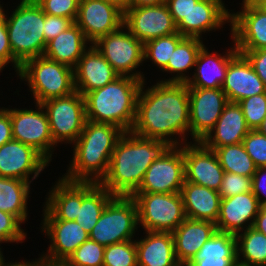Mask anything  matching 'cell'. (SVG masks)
I'll return each mask as SVG.
<instances>
[{
  "label": "cell",
  "mask_w": 266,
  "mask_h": 266,
  "mask_svg": "<svg viewBox=\"0 0 266 266\" xmlns=\"http://www.w3.org/2000/svg\"><path fill=\"white\" fill-rule=\"evenodd\" d=\"M143 81L136 108V118L131 132L143 138L163 140L180 146L175 135L189 132V94L186 83L157 82L144 90ZM172 136V137H171ZM170 137V138H169Z\"/></svg>",
  "instance_id": "cell-1"
},
{
  "label": "cell",
  "mask_w": 266,
  "mask_h": 266,
  "mask_svg": "<svg viewBox=\"0 0 266 266\" xmlns=\"http://www.w3.org/2000/svg\"><path fill=\"white\" fill-rule=\"evenodd\" d=\"M171 147L167 141L124 132L115 145L108 172L100 184L114 196H132L148 167Z\"/></svg>",
  "instance_id": "cell-2"
},
{
  "label": "cell",
  "mask_w": 266,
  "mask_h": 266,
  "mask_svg": "<svg viewBox=\"0 0 266 266\" xmlns=\"http://www.w3.org/2000/svg\"><path fill=\"white\" fill-rule=\"evenodd\" d=\"M123 133L116 125L86 120L73 144V159L63 178L100 183L108 172L111 155Z\"/></svg>",
  "instance_id": "cell-3"
},
{
  "label": "cell",
  "mask_w": 266,
  "mask_h": 266,
  "mask_svg": "<svg viewBox=\"0 0 266 266\" xmlns=\"http://www.w3.org/2000/svg\"><path fill=\"white\" fill-rule=\"evenodd\" d=\"M142 83L143 80L137 78L119 76L104 87L86 93V120L110 123L124 132L131 131Z\"/></svg>",
  "instance_id": "cell-4"
},
{
  "label": "cell",
  "mask_w": 266,
  "mask_h": 266,
  "mask_svg": "<svg viewBox=\"0 0 266 266\" xmlns=\"http://www.w3.org/2000/svg\"><path fill=\"white\" fill-rule=\"evenodd\" d=\"M6 27L12 55L22 65L25 61L43 56L47 42L43 33L44 12L35 0H21Z\"/></svg>",
  "instance_id": "cell-5"
},
{
  "label": "cell",
  "mask_w": 266,
  "mask_h": 266,
  "mask_svg": "<svg viewBox=\"0 0 266 266\" xmlns=\"http://www.w3.org/2000/svg\"><path fill=\"white\" fill-rule=\"evenodd\" d=\"M18 75L27 81L35 103L38 104L75 92L74 69L45 56L25 61Z\"/></svg>",
  "instance_id": "cell-6"
},
{
  "label": "cell",
  "mask_w": 266,
  "mask_h": 266,
  "mask_svg": "<svg viewBox=\"0 0 266 266\" xmlns=\"http://www.w3.org/2000/svg\"><path fill=\"white\" fill-rule=\"evenodd\" d=\"M138 207L132 196H114L106 205L89 239L108 246L132 239L137 229Z\"/></svg>",
  "instance_id": "cell-7"
},
{
  "label": "cell",
  "mask_w": 266,
  "mask_h": 266,
  "mask_svg": "<svg viewBox=\"0 0 266 266\" xmlns=\"http://www.w3.org/2000/svg\"><path fill=\"white\" fill-rule=\"evenodd\" d=\"M138 223L145 231L173 232L187 217L179 193H134Z\"/></svg>",
  "instance_id": "cell-8"
},
{
  "label": "cell",
  "mask_w": 266,
  "mask_h": 266,
  "mask_svg": "<svg viewBox=\"0 0 266 266\" xmlns=\"http://www.w3.org/2000/svg\"><path fill=\"white\" fill-rule=\"evenodd\" d=\"M47 113L50 132L57 144L74 143L86 122L85 99L78 91L41 103Z\"/></svg>",
  "instance_id": "cell-9"
},
{
  "label": "cell",
  "mask_w": 266,
  "mask_h": 266,
  "mask_svg": "<svg viewBox=\"0 0 266 266\" xmlns=\"http://www.w3.org/2000/svg\"><path fill=\"white\" fill-rule=\"evenodd\" d=\"M122 25L118 30L99 38L92 44L113 67L119 76L145 81L141 72L135 71L144 61V44ZM135 71V73L133 72Z\"/></svg>",
  "instance_id": "cell-10"
},
{
  "label": "cell",
  "mask_w": 266,
  "mask_h": 266,
  "mask_svg": "<svg viewBox=\"0 0 266 266\" xmlns=\"http://www.w3.org/2000/svg\"><path fill=\"white\" fill-rule=\"evenodd\" d=\"M37 110L8 109L14 140L33 147L50 162L53 146L57 145L51 136L49 120L44 107L36 103Z\"/></svg>",
  "instance_id": "cell-11"
},
{
  "label": "cell",
  "mask_w": 266,
  "mask_h": 266,
  "mask_svg": "<svg viewBox=\"0 0 266 266\" xmlns=\"http://www.w3.org/2000/svg\"><path fill=\"white\" fill-rule=\"evenodd\" d=\"M44 219L42 231L51 239L48 253L41 258L46 264L63 265L74 251L86 240L89 233L77 222L57 219L44 206Z\"/></svg>",
  "instance_id": "cell-12"
},
{
  "label": "cell",
  "mask_w": 266,
  "mask_h": 266,
  "mask_svg": "<svg viewBox=\"0 0 266 266\" xmlns=\"http://www.w3.org/2000/svg\"><path fill=\"white\" fill-rule=\"evenodd\" d=\"M189 132L201 141L214 127L229 102L221 88L188 87Z\"/></svg>",
  "instance_id": "cell-13"
},
{
  "label": "cell",
  "mask_w": 266,
  "mask_h": 266,
  "mask_svg": "<svg viewBox=\"0 0 266 266\" xmlns=\"http://www.w3.org/2000/svg\"><path fill=\"white\" fill-rule=\"evenodd\" d=\"M185 182L183 145L172 146L147 169L135 193H179Z\"/></svg>",
  "instance_id": "cell-14"
},
{
  "label": "cell",
  "mask_w": 266,
  "mask_h": 266,
  "mask_svg": "<svg viewBox=\"0 0 266 266\" xmlns=\"http://www.w3.org/2000/svg\"><path fill=\"white\" fill-rule=\"evenodd\" d=\"M123 25L143 44L151 39L178 33L165 3L131 7L124 13Z\"/></svg>",
  "instance_id": "cell-15"
},
{
  "label": "cell",
  "mask_w": 266,
  "mask_h": 266,
  "mask_svg": "<svg viewBox=\"0 0 266 266\" xmlns=\"http://www.w3.org/2000/svg\"><path fill=\"white\" fill-rule=\"evenodd\" d=\"M124 13L106 0H80L75 21L86 39L94 44L99 38L123 25Z\"/></svg>",
  "instance_id": "cell-16"
},
{
  "label": "cell",
  "mask_w": 266,
  "mask_h": 266,
  "mask_svg": "<svg viewBox=\"0 0 266 266\" xmlns=\"http://www.w3.org/2000/svg\"><path fill=\"white\" fill-rule=\"evenodd\" d=\"M241 12L231 14L232 39L237 51L266 48V10L243 0Z\"/></svg>",
  "instance_id": "cell-17"
},
{
  "label": "cell",
  "mask_w": 266,
  "mask_h": 266,
  "mask_svg": "<svg viewBox=\"0 0 266 266\" xmlns=\"http://www.w3.org/2000/svg\"><path fill=\"white\" fill-rule=\"evenodd\" d=\"M49 162L33 147L14 139L0 146V177L32 182ZM32 181L29 180L32 174Z\"/></svg>",
  "instance_id": "cell-18"
},
{
  "label": "cell",
  "mask_w": 266,
  "mask_h": 266,
  "mask_svg": "<svg viewBox=\"0 0 266 266\" xmlns=\"http://www.w3.org/2000/svg\"><path fill=\"white\" fill-rule=\"evenodd\" d=\"M185 160V182L219 190L224 170L214 150L205 147L200 141L185 144L183 147Z\"/></svg>",
  "instance_id": "cell-19"
},
{
  "label": "cell",
  "mask_w": 266,
  "mask_h": 266,
  "mask_svg": "<svg viewBox=\"0 0 266 266\" xmlns=\"http://www.w3.org/2000/svg\"><path fill=\"white\" fill-rule=\"evenodd\" d=\"M260 207L261 205L252 191L221 198L219 215L215 223L217 231L236 235L251 228Z\"/></svg>",
  "instance_id": "cell-20"
},
{
  "label": "cell",
  "mask_w": 266,
  "mask_h": 266,
  "mask_svg": "<svg viewBox=\"0 0 266 266\" xmlns=\"http://www.w3.org/2000/svg\"><path fill=\"white\" fill-rule=\"evenodd\" d=\"M230 102L260 95L266 92V86L254 71L248 59L238 53L230 62L221 86Z\"/></svg>",
  "instance_id": "cell-21"
},
{
  "label": "cell",
  "mask_w": 266,
  "mask_h": 266,
  "mask_svg": "<svg viewBox=\"0 0 266 266\" xmlns=\"http://www.w3.org/2000/svg\"><path fill=\"white\" fill-rule=\"evenodd\" d=\"M226 21H231V13L222 0H199L177 25V31L184 37L201 39L202 32L216 31Z\"/></svg>",
  "instance_id": "cell-22"
},
{
  "label": "cell",
  "mask_w": 266,
  "mask_h": 266,
  "mask_svg": "<svg viewBox=\"0 0 266 266\" xmlns=\"http://www.w3.org/2000/svg\"><path fill=\"white\" fill-rule=\"evenodd\" d=\"M118 77L119 75L103 55L90 45L74 68L75 91L84 96L90 91L113 82Z\"/></svg>",
  "instance_id": "cell-23"
},
{
  "label": "cell",
  "mask_w": 266,
  "mask_h": 266,
  "mask_svg": "<svg viewBox=\"0 0 266 266\" xmlns=\"http://www.w3.org/2000/svg\"><path fill=\"white\" fill-rule=\"evenodd\" d=\"M249 131L241 105L229 101L215 127L200 142L207 148L239 144Z\"/></svg>",
  "instance_id": "cell-24"
},
{
  "label": "cell",
  "mask_w": 266,
  "mask_h": 266,
  "mask_svg": "<svg viewBox=\"0 0 266 266\" xmlns=\"http://www.w3.org/2000/svg\"><path fill=\"white\" fill-rule=\"evenodd\" d=\"M216 231L213 222L186 218L172 232L177 261L187 265Z\"/></svg>",
  "instance_id": "cell-25"
},
{
  "label": "cell",
  "mask_w": 266,
  "mask_h": 266,
  "mask_svg": "<svg viewBox=\"0 0 266 266\" xmlns=\"http://www.w3.org/2000/svg\"><path fill=\"white\" fill-rule=\"evenodd\" d=\"M238 54L235 47L227 50V54H210L205 45L198 53L196 64V72L193 77L186 81L188 87L195 88H221L229 62Z\"/></svg>",
  "instance_id": "cell-26"
},
{
  "label": "cell",
  "mask_w": 266,
  "mask_h": 266,
  "mask_svg": "<svg viewBox=\"0 0 266 266\" xmlns=\"http://www.w3.org/2000/svg\"><path fill=\"white\" fill-rule=\"evenodd\" d=\"M146 238L136 241L138 266H179L172 232L145 231ZM148 234V235H147Z\"/></svg>",
  "instance_id": "cell-27"
},
{
  "label": "cell",
  "mask_w": 266,
  "mask_h": 266,
  "mask_svg": "<svg viewBox=\"0 0 266 266\" xmlns=\"http://www.w3.org/2000/svg\"><path fill=\"white\" fill-rule=\"evenodd\" d=\"M180 194L188 219L217 222L221 201L217 190L184 182Z\"/></svg>",
  "instance_id": "cell-28"
},
{
  "label": "cell",
  "mask_w": 266,
  "mask_h": 266,
  "mask_svg": "<svg viewBox=\"0 0 266 266\" xmlns=\"http://www.w3.org/2000/svg\"><path fill=\"white\" fill-rule=\"evenodd\" d=\"M113 197L100 183L78 181V212L75 222L90 233Z\"/></svg>",
  "instance_id": "cell-29"
},
{
  "label": "cell",
  "mask_w": 266,
  "mask_h": 266,
  "mask_svg": "<svg viewBox=\"0 0 266 266\" xmlns=\"http://www.w3.org/2000/svg\"><path fill=\"white\" fill-rule=\"evenodd\" d=\"M89 41L74 22L64 32L47 42L43 56L75 68L79 59L88 50Z\"/></svg>",
  "instance_id": "cell-30"
},
{
  "label": "cell",
  "mask_w": 266,
  "mask_h": 266,
  "mask_svg": "<svg viewBox=\"0 0 266 266\" xmlns=\"http://www.w3.org/2000/svg\"><path fill=\"white\" fill-rule=\"evenodd\" d=\"M46 198L45 207L59 220L75 221L78 212V181L60 179Z\"/></svg>",
  "instance_id": "cell-31"
},
{
  "label": "cell",
  "mask_w": 266,
  "mask_h": 266,
  "mask_svg": "<svg viewBox=\"0 0 266 266\" xmlns=\"http://www.w3.org/2000/svg\"><path fill=\"white\" fill-rule=\"evenodd\" d=\"M30 182L0 177V210L14 215L21 223L27 219Z\"/></svg>",
  "instance_id": "cell-32"
},
{
  "label": "cell",
  "mask_w": 266,
  "mask_h": 266,
  "mask_svg": "<svg viewBox=\"0 0 266 266\" xmlns=\"http://www.w3.org/2000/svg\"><path fill=\"white\" fill-rule=\"evenodd\" d=\"M203 40L196 37H185L173 51L172 56L170 57L167 67L163 70L169 73H177L176 76L164 79L160 82H177V83H186L190 78L184 72L186 70L193 68L196 64V59L199 51L204 46Z\"/></svg>",
  "instance_id": "cell-33"
},
{
  "label": "cell",
  "mask_w": 266,
  "mask_h": 266,
  "mask_svg": "<svg viewBox=\"0 0 266 266\" xmlns=\"http://www.w3.org/2000/svg\"><path fill=\"white\" fill-rule=\"evenodd\" d=\"M237 261L242 266H266V235L254 228L237 233ZM243 256L241 260L240 256Z\"/></svg>",
  "instance_id": "cell-34"
},
{
  "label": "cell",
  "mask_w": 266,
  "mask_h": 266,
  "mask_svg": "<svg viewBox=\"0 0 266 266\" xmlns=\"http://www.w3.org/2000/svg\"><path fill=\"white\" fill-rule=\"evenodd\" d=\"M209 149L216 153L224 172L253 177L257 167L246 152L243 143Z\"/></svg>",
  "instance_id": "cell-35"
},
{
  "label": "cell",
  "mask_w": 266,
  "mask_h": 266,
  "mask_svg": "<svg viewBox=\"0 0 266 266\" xmlns=\"http://www.w3.org/2000/svg\"><path fill=\"white\" fill-rule=\"evenodd\" d=\"M185 37L179 33L151 39L144 43V60L151 59L162 71L167 67L176 46Z\"/></svg>",
  "instance_id": "cell-36"
},
{
  "label": "cell",
  "mask_w": 266,
  "mask_h": 266,
  "mask_svg": "<svg viewBox=\"0 0 266 266\" xmlns=\"http://www.w3.org/2000/svg\"><path fill=\"white\" fill-rule=\"evenodd\" d=\"M205 256H237L236 236L232 233L216 231L192 260H202Z\"/></svg>",
  "instance_id": "cell-37"
},
{
  "label": "cell",
  "mask_w": 266,
  "mask_h": 266,
  "mask_svg": "<svg viewBox=\"0 0 266 266\" xmlns=\"http://www.w3.org/2000/svg\"><path fill=\"white\" fill-rule=\"evenodd\" d=\"M103 266H138L135 240L105 246Z\"/></svg>",
  "instance_id": "cell-38"
},
{
  "label": "cell",
  "mask_w": 266,
  "mask_h": 266,
  "mask_svg": "<svg viewBox=\"0 0 266 266\" xmlns=\"http://www.w3.org/2000/svg\"><path fill=\"white\" fill-rule=\"evenodd\" d=\"M105 246L88 239L68 258L63 266H103Z\"/></svg>",
  "instance_id": "cell-39"
},
{
  "label": "cell",
  "mask_w": 266,
  "mask_h": 266,
  "mask_svg": "<svg viewBox=\"0 0 266 266\" xmlns=\"http://www.w3.org/2000/svg\"><path fill=\"white\" fill-rule=\"evenodd\" d=\"M239 104L250 130H257L266 117V92L245 98Z\"/></svg>",
  "instance_id": "cell-40"
},
{
  "label": "cell",
  "mask_w": 266,
  "mask_h": 266,
  "mask_svg": "<svg viewBox=\"0 0 266 266\" xmlns=\"http://www.w3.org/2000/svg\"><path fill=\"white\" fill-rule=\"evenodd\" d=\"M45 14L67 17L73 22L78 16L80 0H35Z\"/></svg>",
  "instance_id": "cell-41"
},
{
  "label": "cell",
  "mask_w": 266,
  "mask_h": 266,
  "mask_svg": "<svg viewBox=\"0 0 266 266\" xmlns=\"http://www.w3.org/2000/svg\"><path fill=\"white\" fill-rule=\"evenodd\" d=\"M242 143L255 166L266 167V136L258 130H250Z\"/></svg>",
  "instance_id": "cell-42"
},
{
  "label": "cell",
  "mask_w": 266,
  "mask_h": 266,
  "mask_svg": "<svg viewBox=\"0 0 266 266\" xmlns=\"http://www.w3.org/2000/svg\"><path fill=\"white\" fill-rule=\"evenodd\" d=\"M252 191V177L225 172L218 190L221 198Z\"/></svg>",
  "instance_id": "cell-43"
},
{
  "label": "cell",
  "mask_w": 266,
  "mask_h": 266,
  "mask_svg": "<svg viewBox=\"0 0 266 266\" xmlns=\"http://www.w3.org/2000/svg\"><path fill=\"white\" fill-rule=\"evenodd\" d=\"M20 225L21 222L14 215L0 210V243H23L26 233Z\"/></svg>",
  "instance_id": "cell-44"
},
{
  "label": "cell",
  "mask_w": 266,
  "mask_h": 266,
  "mask_svg": "<svg viewBox=\"0 0 266 266\" xmlns=\"http://www.w3.org/2000/svg\"><path fill=\"white\" fill-rule=\"evenodd\" d=\"M3 10L4 9H2V6L0 5V71L4 69L5 65L12 62L18 74L21 64L12 55L6 27L5 13Z\"/></svg>",
  "instance_id": "cell-45"
},
{
  "label": "cell",
  "mask_w": 266,
  "mask_h": 266,
  "mask_svg": "<svg viewBox=\"0 0 266 266\" xmlns=\"http://www.w3.org/2000/svg\"><path fill=\"white\" fill-rule=\"evenodd\" d=\"M73 23L74 22L67 17L52 16L44 13L43 33L45 36V41L48 42L57 37Z\"/></svg>",
  "instance_id": "cell-46"
},
{
  "label": "cell",
  "mask_w": 266,
  "mask_h": 266,
  "mask_svg": "<svg viewBox=\"0 0 266 266\" xmlns=\"http://www.w3.org/2000/svg\"><path fill=\"white\" fill-rule=\"evenodd\" d=\"M251 63L254 71L266 86V48L252 51H238Z\"/></svg>",
  "instance_id": "cell-47"
},
{
  "label": "cell",
  "mask_w": 266,
  "mask_h": 266,
  "mask_svg": "<svg viewBox=\"0 0 266 266\" xmlns=\"http://www.w3.org/2000/svg\"><path fill=\"white\" fill-rule=\"evenodd\" d=\"M199 0H166L165 4L170 11L176 25L187 17L189 11Z\"/></svg>",
  "instance_id": "cell-48"
},
{
  "label": "cell",
  "mask_w": 266,
  "mask_h": 266,
  "mask_svg": "<svg viewBox=\"0 0 266 266\" xmlns=\"http://www.w3.org/2000/svg\"><path fill=\"white\" fill-rule=\"evenodd\" d=\"M252 193L256 196L261 206H266V167L256 168L252 177Z\"/></svg>",
  "instance_id": "cell-49"
},
{
  "label": "cell",
  "mask_w": 266,
  "mask_h": 266,
  "mask_svg": "<svg viewBox=\"0 0 266 266\" xmlns=\"http://www.w3.org/2000/svg\"><path fill=\"white\" fill-rule=\"evenodd\" d=\"M237 256H205L202 260H191L186 266H235Z\"/></svg>",
  "instance_id": "cell-50"
},
{
  "label": "cell",
  "mask_w": 266,
  "mask_h": 266,
  "mask_svg": "<svg viewBox=\"0 0 266 266\" xmlns=\"http://www.w3.org/2000/svg\"><path fill=\"white\" fill-rule=\"evenodd\" d=\"M12 124L8 108L0 109V146L12 140Z\"/></svg>",
  "instance_id": "cell-51"
},
{
  "label": "cell",
  "mask_w": 266,
  "mask_h": 266,
  "mask_svg": "<svg viewBox=\"0 0 266 266\" xmlns=\"http://www.w3.org/2000/svg\"><path fill=\"white\" fill-rule=\"evenodd\" d=\"M252 228L266 235V206H261Z\"/></svg>",
  "instance_id": "cell-52"
},
{
  "label": "cell",
  "mask_w": 266,
  "mask_h": 266,
  "mask_svg": "<svg viewBox=\"0 0 266 266\" xmlns=\"http://www.w3.org/2000/svg\"><path fill=\"white\" fill-rule=\"evenodd\" d=\"M165 2L166 0H132L131 7H145L150 5H159Z\"/></svg>",
  "instance_id": "cell-53"
},
{
  "label": "cell",
  "mask_w": 266,
  "mask_h": 266,
  "mask_svg": "<svg viewBox=\"0 0 266 266\" xmlns=\"http://www.w3.org/2000/svg\"><path fill=\"white\" fill-rule=\"evenodd\" d=\"M106 1L115 5L120 11L125 13L128 9L131 8L132 0H106Z\"/></svg>",
  "instance_id": "cell-54"
},
{
  "label": "cell",
  "mask_w": 266,
  "mask_h": 266,
  "mask_svg": "<svg viewBox=\"0 0 266 266\" xmlns=\"http://www.w3.org/2000/svg\"><path fill=\"white\" fill-rule=\"evenodd\" d=\"M45 262L44 260L40 257V259H38L37 261L35 260V262H15V263H3L2 266H45Z\"/></svg>",
  "instance_id": "cell-55"
},
{
  "label": "cell",
  "mask_w": 266,
  "mask_h": 266,
  "mask_svg": "<svg viewBox=\"0 0 266 266\" xmlns=\"http://www.w3.org/2000/svg\"><path fill=\"white\" fill-rule=\"evenodd\" d=\"M257 130L266 136V117L263 119L261 125L257 128Z\"/></svg>",
  "instance_id": "cell-56"
},
{
  "label": "cell",
  "mask_w": 266,
  "mask_h": 266,
  "mask_svg": "<svg viewBox=\"0 0 266 266\" xmlns=\"http://www.w3.org/2000/svg\"><path fill=\"white\" fill-rule=\"evenodd\" d=\"M246 1L260 5L264 0H246Z\"/></svg>",
  "instance_id": "cell-57"
},
{
  "label": "cell",
  "mask_w": 266,
  "mask_h": 266,
  "mask_svg": "<svg viewBox=\"0 0 266 266\" xmlns=\"http://www.w3.org/2000/svg\"><path fill=\"white\" fill-rule=\"evenodd\" d=\"M1 252H2V251H1V248H0V266H2L3 263L5 262V259H3L4 257H3V255H2Z\"/></svg>",
  "instance_id": "cell-58"
},
{
  "label": "cell",
  "mask_w": 266,
  "mask_h": 266,
  "mask_svg": "<svg viewBox=\"0 0 266 266\" xmlns=\"http://www.w3.org/2000/svg\"><path fill=\"white\" fill-rule=\"evenodd\" d=\"M260 6H262V7L266 10V0H264V1L260 4Z\"/></svg>",
  "instance_id": "cell-59"
},
{
  "label": "cell",
  "mask_w": 266,
  "mask_h": 266,
  "mask_svg": "<svg viewBox=\"0 0 266 266\" xmlns=\"http://www.w3.org/2000/svg\"><path fill=\"white\" fill-rule=\"evenodd\" d=\"M45 266H63V265H50V264H45Z\"/></svg>",
  "instance_id": "cell-60"
}]
</instances>
